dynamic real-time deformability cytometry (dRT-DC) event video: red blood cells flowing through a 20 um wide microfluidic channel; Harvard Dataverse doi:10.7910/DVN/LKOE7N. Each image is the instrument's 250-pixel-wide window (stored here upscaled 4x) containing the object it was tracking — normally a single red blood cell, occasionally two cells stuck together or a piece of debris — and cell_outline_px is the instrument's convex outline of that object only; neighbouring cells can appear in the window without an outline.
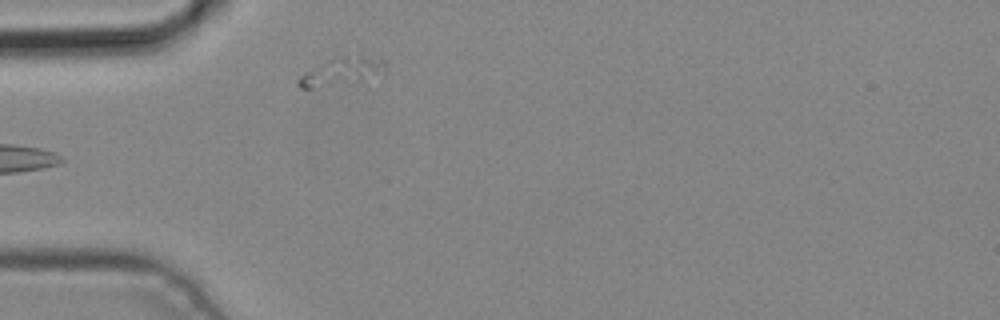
{"species": "common noctule bat (a hibernating species)", "species_latin": "Nyctalus noctula", "temperature_condition": "cold", "stored_images_in_passage": 5, "segment_of_instrument_passage": [2, 2], "camera_frame_rate_fps": 3000, "um_per_image_px": 0.085, "animal": {"sex": "male", "body_mass_g": 19.2, "forearm_length_mm": 51.8}, "frame": {"image": 1, "passage_image": 5, "time_ms": 1.333, "image_size_px": [1000, 320], "cell_outline_px": [[388, 64], [384, 76], [380, 84], [312, 88], [300, 88], [296, 84], [296, 80], [304, 72], [344, 56], [360, 56], [384, 60]], "centroid_in_image_um": [29.3, 6.22], "position_along_channel_um": 55.7, "area_um2": 15.49}}